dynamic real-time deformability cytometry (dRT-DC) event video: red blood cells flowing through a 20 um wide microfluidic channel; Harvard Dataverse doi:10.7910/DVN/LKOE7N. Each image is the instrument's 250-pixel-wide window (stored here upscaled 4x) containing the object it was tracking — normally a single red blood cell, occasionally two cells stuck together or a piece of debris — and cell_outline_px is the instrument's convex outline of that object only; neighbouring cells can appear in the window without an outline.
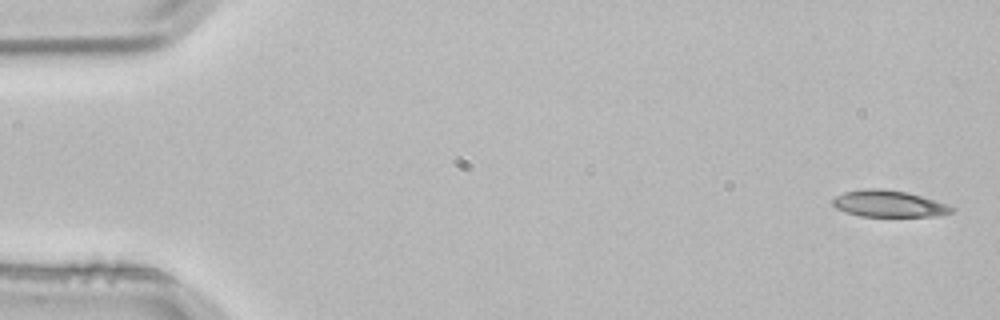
{"species": "common noctule bat (a hibernating species)", "species_latin": "Nyctalus noctula", "temperature_condition": "room temperature", "stored_images_in_passage": 4, "camera_frame_rate_fps": 3000, "um_per_image_px": 0.085, "animal": {"sex": "male", "body_mass_g": 21.5, "forearm_length_mm": 52.0}, "frame": {"image": 1, "passage_image": 1, "time_ms": 0.0, "image_size_px": [1000, 320], "cell_outline_px": [[956, 208], [952, 212], [936, 216], [860, 216], [836, 208], [832, 204], [832, 200], [836, 196], [844, 192], [868, 188], [880, 188], [908, 192], [948, 204]], "centroid_in_image_um": [75.56, 17.31], "position_along_channel_um": 9.4, "area_um2": 18.38}}